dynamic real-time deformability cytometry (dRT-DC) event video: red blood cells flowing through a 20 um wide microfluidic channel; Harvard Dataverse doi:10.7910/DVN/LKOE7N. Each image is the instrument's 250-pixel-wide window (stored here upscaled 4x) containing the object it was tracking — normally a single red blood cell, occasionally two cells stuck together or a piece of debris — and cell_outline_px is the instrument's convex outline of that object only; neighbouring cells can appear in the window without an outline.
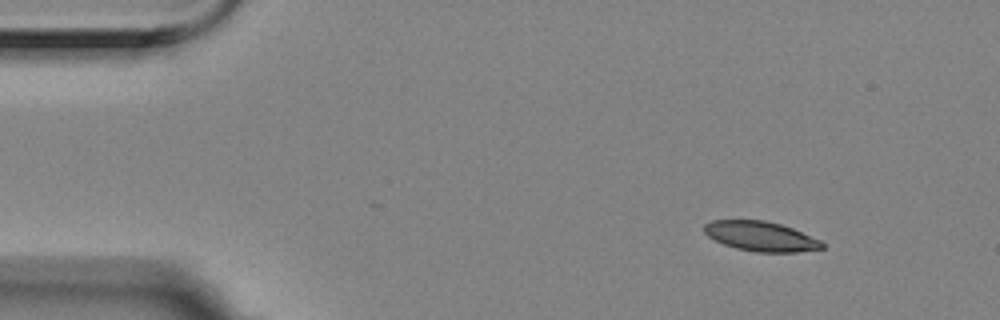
{"species": "Egyptian fruit bat (a non-hibernating species)", "species_latin": "Rousettus aegyptiacus", "temperature_condition": "room temperature", "stored_images_in_passage": 51, "camera_frame_rate_fps": 3000, "um_per_image_px": 0.085, "animal": {"sex": "female"}, "frame": {"image": 1, "passage_image": 1, "time_ms": 0.0, "image_size_px": [1000, 320], "cell_outline_px": [[824, 248], [796, 252], [756, 252], [736, 248], [724, 244], [708, 236], [704, 232], [704, 224], [712, 220], [764, 220], [780, 224], [792, 228], [820, 240], [824, 244]], "centroid_in_image_um": [64.66, 20.08], "position_along_channel_um": 20.3, "area_um2": 20.29}}
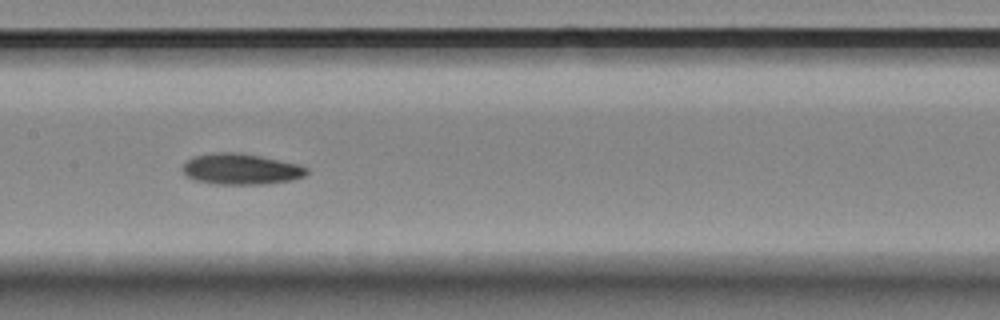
{"frame": {"image": 2, "passage_image": 22, "time_ms": 7.0, "image_size_px": [1000, 320], "cell_outline_px": [[308, 172], [304, 176], [292, 180], [264, 184], [216, 184], [192, 180], [184, 172], [184, 164], [188, 160], [196, 156], [212, 152], [240, 152], [300, 164], [308, 168]], "centroid_in_image_um": [20.51, 14.37], "position_along_channel_um": 186.9, "area_um2": 22.37}}
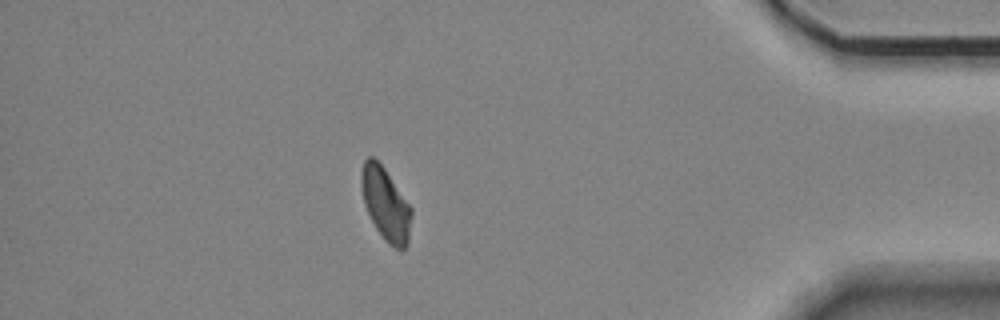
{"frame": {"image": 3, "passage_image": 44, "time_ms": 14.333, "image_size_px": [1000, 320], "cell_outline_px": [[412, 216], [408, 244], [400, 252], [388, 244], [384, 240], [376, 228], [364, 204], [360, 184], [360, 172], [364, 160], [368, 156], [372, 156], [384, 168], [412, 208]], "centroid_in_image_um": [32.78, 17.37], "position_along_channel_um": 402.4, "area_um2": 21.39}, "authors_computed_cell_mechanics": {"area_um2": 21.675, "velocity_mm_per_s": 3.5134, "shape_relaxation_time_tau1_ms": null, "shape_relaxation_time_tau2_ms": 8.2216, "deformation_change_tau1": null, "deformation_change_tau2": 0.1435}}